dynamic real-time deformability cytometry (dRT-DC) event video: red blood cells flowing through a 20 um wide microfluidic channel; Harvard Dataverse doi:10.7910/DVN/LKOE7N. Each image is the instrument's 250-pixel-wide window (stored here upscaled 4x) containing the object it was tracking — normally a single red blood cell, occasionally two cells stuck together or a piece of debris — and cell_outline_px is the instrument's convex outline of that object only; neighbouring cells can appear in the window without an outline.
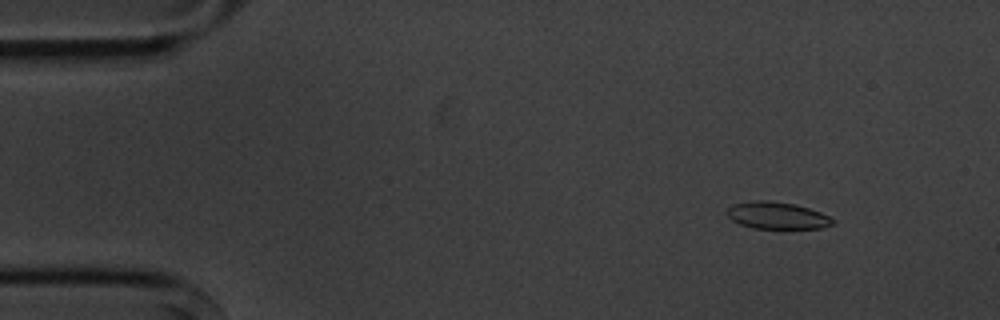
{"species": "common noctule bat (a hibernating species)", "species_latin": "Nyctalus noctula", "temperature_condition": "cold", "stored_images_in_passage": 5, "camera_frame_rate_fps": 3000, "um_per_image_px": 0.085, "animal": {"sex": "male", "body_mass_g": 20.1, "forearm_length_mm": 53.5}, "frame": {"image": 1, "passage_image": 2, "time_ms": 1.333, "image_size_px": [1000, 320], "cell_outline_px": [[836, 224], [824, 228], [752, 228], [740, 224], [732, 220], [724, 212], [732, 204], [752, 200], [768, 200], [796, 204], [820, 212], [836, 220]], "centroid_in_image_um": [66.05, 18.31], "position_along_channel_um": 18.9, "area_um2": 16.88}}